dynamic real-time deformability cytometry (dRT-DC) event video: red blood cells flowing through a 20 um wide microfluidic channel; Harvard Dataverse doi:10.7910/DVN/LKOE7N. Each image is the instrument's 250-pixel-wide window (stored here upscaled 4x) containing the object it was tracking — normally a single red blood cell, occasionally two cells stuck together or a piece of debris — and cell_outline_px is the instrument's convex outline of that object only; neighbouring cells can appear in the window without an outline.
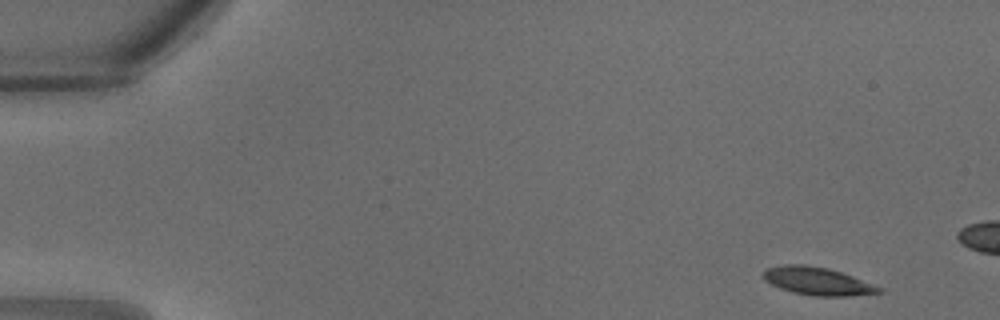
{"species": "common noctule bat (a hibernating species)", "species_latin": "Nyctalus noctula", "temperature_condition": "warm", "stored_images_in_passage": 9, "camera_frame_rate_fps": 3000, "um_per_image_px": 0.085, "animal": {"sex": "male", "body_mass_g": 18.8}, "frame": {"image": 1, "passage_image": 1, "time_ms": 0.0, "image_size_px": [1000, 320], "cell_outline_px": [[884, 292], [848, 296], [812, 296], [792, 292], [780, 288], [764, 280], [764, 272], [768, 268], [784, 264], [804, 264], [828, 268], [852, 276], [884, 288]], "centroid_in_image_um": [69.51, 23.9], "position_along_channel_um": 15.5, "area_um2": 18.73}}